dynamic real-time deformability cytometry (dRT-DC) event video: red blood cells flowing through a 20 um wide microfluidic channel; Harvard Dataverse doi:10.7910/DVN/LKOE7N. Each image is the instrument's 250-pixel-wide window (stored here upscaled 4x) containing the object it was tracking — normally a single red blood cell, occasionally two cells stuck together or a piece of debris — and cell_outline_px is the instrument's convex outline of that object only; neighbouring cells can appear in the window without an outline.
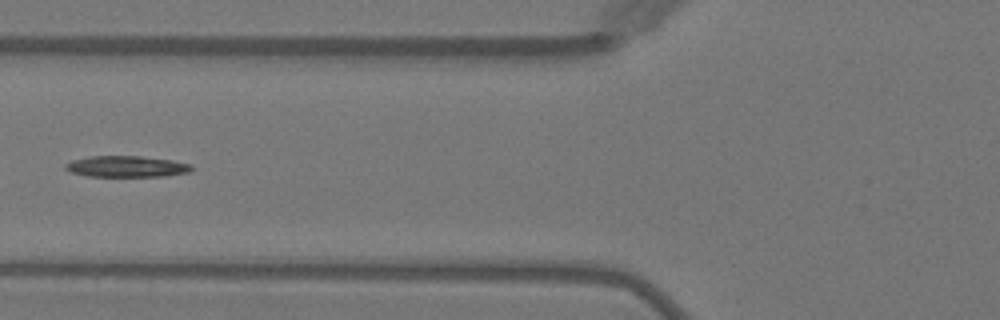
{"species": "Egyptian fruit bat (a non-hibernating species)", "species_latin": "Rousettus aegyptiacus", "temperature_condition": "warm", "stored_images_in_passage": 7, "camera_frame_rate_fps": 3000, "um_per_image_px": 0.085, "animal": {"sex": "female"}, "frame": {"image": 1, "passage_image": 6, "time_ms": 6.0, "image_size_px": [1000, 320], "cell_outline_px": [[192, 172], [164, 176], [88, 176], [72, 172], [64, 168], [64, 164], [72, 160], [92, 156], [140, 156], [172, 160], [192, 164]], "centroid_in_image_um": [10.78, 14.15], "position_along_channel_um": 115.0, "area_um2": 15.55}}
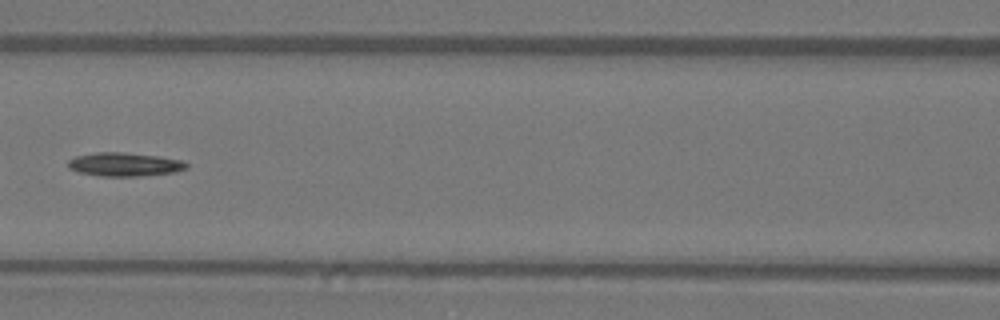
{"frame": {"image": 2, "passage_image": 7, "time_ms": 7.0, "image_size_px": [1000, 320], "cell_outline_px": [[188, 168], [172, 172], [136, 176], [100, 176], [80, 172], [68, 168], [68, 160], [76, 156], [96, 152], [124, 152], [160, 156], [180, 160], [188, 164]], "centroid_in_image_um": [10.56, 13.96], "position_along_channel_um": 156.0, "area_um2": 16.18}}